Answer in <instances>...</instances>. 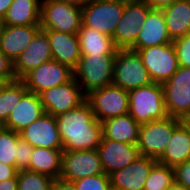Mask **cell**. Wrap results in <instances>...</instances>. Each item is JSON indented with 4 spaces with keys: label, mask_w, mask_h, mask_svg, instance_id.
<instances>
[{
    "label": "cell",
    "mask_w": 190,
    "mask_h": 190,
    "mask_svg": "<svg viewBox=\"0 0 190 190\" xmlns=\"http://www.w3.org/2000/svg\"><path fill=\"white\" fill-rule=\"evenodd\" d=\"M39 97L44 112L54 117L73 110L86 101V95L74 77L67 83L41 92Z\"/></svg>",
    "instance_id": "12"
},
{
    "label": "cell",
    "mask_w": 190,
    "mask_h": 190,
    "mask_svg": "<svg viewBox=\"0 0 190 190\" xmlns=\"http://www.w3.org/2000/svg\"><path fill=\"white\" fill-rule=\"evenodd\" d=\"M175 183L172 167L157 162L144 184V190H168Z\"/></svg>",
    "instance_id": "30"
},
{
    "label": "cell",
    "mask_w": 190,
    "mask_h": 190,
    "mask_svg": "<svg viewBox=\"0 0 190 190\" xmlns=\"http://www.w3.org/2000/svg\"><path fill=\"white\" fill-rule=\"evenodd\" d=\"M175 182L190 189V159L173 168Z\"/></svg>",
    "instance_id": "37"
},
{
    "label": "cell",
    "mask_w": 190,
    "mask_h": 190,
    "mask_svg": "<svg viewBox=\"0 0 190 190\" xmlns=\"http://www.w3.org/2000/svg\"><path fill=\"white\" fill-rule=\"evenodd\" d=\"M164 104L168 116L183 119L190 116V68L179 67L162 83Z\"/></svg>",
    "instance_id": "9"
},
{
    "label": "cell",
    "mask_w": 190,
    "mask_h": 190,
    "mask_svg": "<svg viewBox=\"0 0 190 190\" xmlns=\"http://www.w3.org/2000/svg\"><path fill=\"white\" fill-rule=\"evenodd\" d=\"M97 149L63 151L60 177L66 181H76L87 176L103 174Z\"/></svg>",
    "instance_id": "14"
},
{
    "label": "cell",
    "mask_w": 190,
    "mask_h": 190,
    "mask_svg": "<svg viewBox=\"0 0 190 190\" xmlns=\"http://www.w3.org/2000/svg\"><path fill=\"white\" fill-rule=\"evenodd\" d=\"M190 159V131L182 122L172 133L163 156L157 161L174 168Z\"/></svg>",
    "instance_id": "24"
},
{
    "label": "cell",
    "mask_w": 190,
    "mask_h": 190,
    "mask_svg": "<svg viewBox=\"0 0 190 190\" xmlns=\"http://www.w3.org/2000/svg\"><path fill=\"white\" fill-rule=\"evenodd\" d=\"M55 118L64 151L92 150L100 145L102 124L87 101Z\"/></svg>",
    "instance_id": "1"
},
{
    "label": "cell",
    "mask_w": 190,
    "mask_h": 190,
    "mask_svg": "<svg viewBox=\"0 0 190 190\" xmlns=\"http://www.w3.org/2000/svg\"><path fill=\"white\" fill-rule=\"evenodd\" d=\"M4 26V19L0 16V33L2 32Z\"/></svg>",
    "instance_id": "46"
},
{
    "label": "cell",
    "mask_w": 190,
    "mask_h": 190,
    "mask_svg": "<svg viewBox=\"0 0 190 190\" xmlns=\"http://www.w3.org/2000/svg\"><path fill=\"white\" fill-rule=\"evenodd\" d=\"M51 190H77L73 182L57 178L54 180Z\"/></svg>",
    "instance_id": "39"
},
{
    "label": "cell",
    "mask_w": 190,
    "mask_h": 190,
    "mask_svg": "<svg viewBox=\"0 0 190 190\" xmlns=\"http://www.w3.org/2000/svg\"><path fill=\"white\" fill-rule=\"evenodd\" d=\"M27 88L21 79L4 82L0 87V126L6 121Z\"/></svg>",
    "instance_id": "29"
},
{
    "label": "cell",
    "mask_w": 190,
    "mask_h": 190,
    "mask_svg": "<svg viewBox=\"0 0 190 190\" xmlns=\"http://www.w3.org/2000/svg\"><path fill=\"white\" fill-rule=\"evenodd\" d=\"M3 83H4V82L0 79V87L2 86Z\"/></svg>",
    "instance_id": "47"
},
{
    "label": "cell",
    "mask_w": 190,
    "mask_h": 190,
    "mask_svg": "<svg viewBox=\"0 0 190 190\" xmlns=\"http://www.w3.org/2000/svg\"><path fill=\"white\" fill-rule=\"evenodd\" d=\"M162 12L172 41L190 33V0H177Z\"/></svg>",
    "instance_id": "25"
},
{
    "label": "cell",
    "mask_w": 190,
    "mask_h": 190,
    "mask_svg": "<svg viewBox=\"0 0 190 190\" xmlns=\"http://www.w3.org/2000/svg\"><path fill=\"white\" fill-rule=\"evenodd\" d=\"M182 123V119L166 116L141 124L137 147L140 154L158 161L164 154L173 131Z\"/></svg>",
    "instance_id": "4"
},
{
    "label": "cell",
    "mask_w": 190,
    "mask_h": 190,
    "mask_svg": "<svg viewBox=\"0 0 190 190\" xmlns=\"http://www.w3.org/2000/svg\"><path fill=\"white\" fill-rule=\"evenodd\" d=\"M44 113L39 95L27 91L12 110L2 127L20 132Z\"/></svg>",
    "instance_id": "22"
},
{
    "label": "cell",
    "mask_w": 190,
    "mask_h": 190,
    "mask_svg": "<svg viewBox=\"0 0 190 190\" xmlns=\"http://www.w3.org/2000/svg\"><path fill=\"white\" fill-rule=\"evenodd\" d=\"M0 190H18L17 178H11L1 181Z\"/></svg>",
    "instance_id": "41"
},
{
    "label": "cell",
    "mask_w": 190,
    "mask_h": 190,
    "mask_svg": "<svg viewBox=\"0 0 190 190\" xmlns=\"http://www.w3.org/2000/svg\"><path fill=\"white\" fill-rule=\"evenodd\" d=\"M105 174L121 170L141 156L137 145L106 139L97 148Z\"/></svg>",
    "instance_id": "15"
},
{
    "label": "cell",
    "mask_w": 190,
    "mask_h": 190,
    "mask_svg": "<svg viewBox=\"0 0 190 190\" xmlns=\"http://www.w3.org/2000/svg\"><path fill=\"white\" fill-rule=\"evenodd\" d=\"M18 170L15 165H7L0 162V182L3 180L17 178Z\"/></svg>",
    "instance_id": "38"
},
{
    "label": "cell",
    "mask_w": 190,
    "mask_h": 190,
    "mask_svg": "<svg viewBox=\"0 0 190 190\" xmlns=\"http://www.w3.org/2000/svg\"><path fill=\"white\" fill-rule=\"evenodd\" d=\"M168 190H190L185 186L179 185L176 182Z\"/></svg>",
    "instance_id": "44"
},
{
    "label": "cell",
    "mask_w": 190,
    "mask_h": 190,
    "mask_svg": "<svg viewBox=\"0 0 190 190\" xmlns=\"http://www.w3.org/2000/svg\"><path fill=\"white\" fill-rule=\"evenodd\" d=\"M51 47L52 58L74 70L82 57L77 34L43 30Z\"/></svg>",
    "instance_id": "20"
},
{
    "label": "cell",
    "mask_w": 190,
    "mask_h": 190,
    "mask_svg": "<svg viewBox=\"0 0 190 190\" xmlns=\"http://www.w3.org/2000/svg\"><path fill=\"white\" fill-rule=\"evenodd\" d=\"M20 137L31 146L63 150L60 140L56 118L49 113H44L36 121L25 127L20 132Z\"/></svg>",
    "instance_id": "16"
},
{
    "label": "cell",
    "mask_w": 190,
    "mask_h": 190,
    "mask_svg": "<svg viewBox=\"0 0 190 190\" xmlns=\"http://www.w3.org/2000/svg\"><path fill=\"white\" fill-rule=\"evenodd\" d=\"M152 83L149 72L137 51L117 49L113 68V85L129 91Z\"/></svg>",
    "instance_id": "5"
},
{
    "label": "cell",
    "mask_w": 190,
    "mask_h": 190,
    "mask_svg": "<svg viewBox=\"0 0 190 190\" xmlns=\"http://www.w3.org/2000/svg\"><path fill=\"white\" fill-rule=\"evenodd\" d=\"M156 163V160L141 155L123 169L109 174L112 190H144L145 181Z\"/></svg>",
    "instance_id": "17"
},
{
    "label": "cell",
    "mask_w": 190,
    "mask_h": 190,
    "mask_svg": "<svg viewBox=\"0 0 190 190\" xmlns=\"http://www.w3.org/2000/svg\"><path fill=\"white\" fill-rule=\"evenodd\" d=\"M83 8L90 0H57Z\"/></svg>",
    "instance_id": "43"
},
{
    "label": "cell",
    "mask_w": 190,
    "mask_h": 190,
    "mask_svg": "<svg viewBox=\"0 0 190 190\" xmlns=\"http://www.w3.org/2000/svg\"><path fill=\"white\" fill-rule=\"evenodd\" d=\"M81 55H115L117 48L112 37L81 24L77 33Z\"/></svg>",
    "instance_id": "26"
},
{
    "label": "cell",
    "mask_w": 190,
    "mask_h": 190,
    "mask_svg": "<svg viewBox=\"0 0 190 190\" xmlns=\"http://www.w3.org/2000/svg\"><path fill=\"white\" fill-rule=\"evenodd\" d=\"M177 0H147L148 4L154 10H163L166 7H169Z\"/></svg>",
    "instance_id": "40"
},
{
    "label": "cell",
    "mask_w": 190,
    "mask_h": 190,
    "mask_svg": "<svg viewBox=\"0 0 190 190\" xmlns=\"http://www.w3.org/2000/svg\"><path fill=\"white\" fill-rule=\"evenodd\" d=\"M42 0H13L4 19V25H40Z\"/></svg>",
    "instance_id": "27"
},
{
    "label": "cell",
    "mask_w": 190,
    "mask_h": 190,
    "mask_svg": "<svg viewBox=\"0 0 190 190\" xmlns=\"http://www.w3.org/2000/svg\"><path fill=\"white\" fill-rule=\"evenodd\" d=\"M63 151L41 147L33 148L28 170L46 174L54 179L59 178Z\"/></svg>",
    "instance_id": "28"
},
{
    "label": "cell",
    "mask_w": 190,
    "mask_h": 190,
    "mask_svg": "<svg viewBox=\"0 0 190 190\" xmlns=\"http://www.w3.org/2000/svg\"><path fill=\"white\" fill-rule=\"evenodd\" d=\"M124 10V0H90L82 8V24L112 37Z\"/></svg>",
    "instance_id": "8"
},
{
    "label": "cell",
    "mask_w": 190,
    "mask_h": 190,
    "mask_svg": "<svg viewBox=\"0 0 190 190\" xmlns=\"http://www.w3.org/2000/svg\"><path fill=\"white\" fill-rule=\"evenodd\" d=\"M154 83H164L179 69V62L172 43L137 50Z\"/></svg>",
    "instance_id": "11"
},
{
    "label": "cell",
    "mask_w": 190,
    "mask_h": 190,
    "mask_svg": "<svg viewBox=\"0 0 190 190\" xmlns=\"http://www.w3.org/2000/svg\"><path fill=\"white\" fill-rule=\"evenodd\" d=\"M77 190H112L109 175L103 173L73 181Z\"/></svg>",
    "instance_id": "33"
},
{
    "label": "cell",
    "mask_w": 190,
    "mask_h": 190,
    "mask_svg": "<svg viewBox=\"0 0 190 190\" xmlns=\"http://www.w3.org/2000/svg\"><path fill=\"white\" fill-rule=\"evenodd\" d=\"M172 42L162 10L152 9L141 25V30L135 44L130 49L137 51L139 49L170 44Z\"/></svg>",
    "instance_id": "19"
},
{
    "label": "cell",
    "mask_w": 190,
    "mask_h": 190,
    "mask_svg": "<svg viewBox=\"0 0 190 190\" xmlns=\"http://www.w3.org/2000/svg\"><path fill=\"white\" fill-rule=\"evenodd\" d=\"M13 0H0V16L4 18Z\"/></svg>",
    "instance_id": "42"
},
{
    "label": "cell",
    "mask_w": 190,
    "mask_h": 190,
    "mask_svg": "<svg viewBox=\"0 0 190 190\" xmlns=\"http://www.w3.org/2000/svg\"><path fill=\"white\" fill-rule=\"evenodd\" d=\"M52 59L47 34L43 30H40L31 43L14 61L16 79H21L32 69Z\"/></svg>",
    "instance_id": "18"
},
{
    "label": "cell",
    "mask_w": 190,
    "mask_h": 190,
    "mask_svg": "<svg viewBox=\"0 0 190 190\" xmlns=\"http://www.w3.org/2000/svg\"><path fill=\"white\" fill-rule=\"evenodd\" d=\"M82 24V8L57 0H42L41 30L77 34Z\"/></svg>",
    "instance_id": "6"
},
{
    "label": "cell",
    "mask_w": 190,
    "mask_h": 190,
    "mask_svg": "<svg viewBox=\"0 0 190 190\" xmlns=\"http://www.w3.org/2000/svg\"><path fill=\"white\" fill-rule=\"evenodd\" d=\"M20 133L0 126V162L15 165Z\"/></svg>",
    "instance_id": "32"
},
{
    "label": "cell",
    "mask_w": 190,
    "mask_h": 190,
    "mask_svg": "<svg viewBox=\"0 0 190 190\" xmlns=\"http://www.w3.org/2000/svg\"><path fill=\"white\" fill-rule=\"evenodd\" d=\"M0 79L9 82L16 79L14 62L0 51Z\"/></svg>",
    "instance_id": "36"
},
{
    "label": "cell",
    "mask_w": 190,
    "mask_h": 190,
    "mask_svg": "<svg viewBox=\"0 0 190 190\" xmlns=\"http://www.w3.org/2000/svg\"><path fill=\"white\" fill-rule=\"evenodd\" d=\"M33 146L21 137L17 143V156H15V167L18 171L28 170L29 161L32 157Z\"/></svg>",
    "instance_id": "35"
},
{
    "label": "cell",
    "mask_w": 190,
    "mask_h": 190,
    "mask_svg": "<svg viewBox=\"0 0 190 190\" xmlns=\"http://www.w3.org/2000/svg\"><path fill=\"white\" fill-rule=\"evenodd\" d=\"M129 115L140 125L167 115L163 87L160 83L135 88L128 91Z\"/></svg>",
    "instance_id": "3"
},
{
    "label": "cell",
    "mask_w": 190,
    "mask_h": 190,
    "mask_svg": "<svg viewBox=\"0 0 190 190\" xmlns=\"http://www.w3.org/2000/svg\"><path fill=\"white\" fill-rule=\"evenodd\" d=\"M86 101L99 122L129 114L128 91L113 84L91 91Z\"/></svg>",
    "instance_id": "10"
},
{
    "label": "cell",
    "mask_w": 190,
    "mask_h": 190,
    "mask_svg": "<svg viewBox=\"0 0 190 190\" xmlns=\"http://www.w3.org/2000/svg\"><path fill=\"white\" fill-rule=\"evenodd\" d=\"M182 122L186 125V127L188 128V130L190 131V116L183 118Z\"/></svg>",
    "instance_id": "45"
},
{
    "label": "cell",
    "mask_w": 190,
    "mask_h": 190,
    "mask_svg": "<svg viewBox=\"0 0 190 190\" xmlns=\"http://www.w3.org/2000/svg\"><path fill=\"white\" fill-rule=\"evenodd\" d=\"M40 30V25H4L0 33V51L14 62Z\"/></svg>",
    "instance_id": "21"
},
{
    "label": "cell",
    "mask_w": 190,
    "mask_h": 190,
    "mask_svg": "<svg viewBox=\"0 0 190 190\" xmlns=\"http://www.w3.org/2000/svg\"><path fill=\"white\" fill-rule=\"evenodd\" d=\"M101 124L104 138L134 145L138 144L140 124L129 114L106 119Z\"/></svg>",
    "instance_id": "23"
},
{
    "label": "cell",
    "mask_w": 190,
    "mask_h": 190,
    "mask_svg": "<svg viewBox=\"0 0 190 190\" xmlns=\"http://www.w3.org/2000/svg\"><path fill=\"white\" fill-rule=\"evenodd\" d=\"M151 10L147 0H124L123 15L112 36L117 49H130L135 44L141 25Z\"/></svg>",
    "instance_id": "7"
},
{
    "label": "cell",
    "mask_w": 190,
    "mask_h": 190,
    "mask_svg": "<svg viewBox=\"0 0 190 190\" xmlns=\"http://www.w3.org/2000/svg\"><path fill=\"white\" fill-rule=\"evenodd\" d=\"M115 55H85L73 70L74 79L85 95L112 84Z\"/></svg>",
    "instance_id": "2"
},
{
    "label": "cell",
    "mask_w": 190,
    "mask_h": 190,
    "mask_svg": "<svg viewBox=\"0 0 190 190\" xmlns=\"http://www.w3.org/2000/svg\"><path fill=\"white\" fill-rule=\"evenodd\" d=\"M73 77V70L69 66L52 59L29 71L21 80L29 92L39 95L45 90L69 82Z\"/></svg>",
    "instance_id": "13"
},
{
    "label": "cell",
    "mask_w": 190,
    "mask_h": 190,
    "mask_svg": "<svg viewBox=\"0 0 190 190\" xmlns=\"http://www.w3.org/2000/svg\"><path fill=\"white\" fill-rule=\"evenodd\" d=\"M180 67L190 68V33L172 42Z\"/></svg>",
    "instance_id": "34"
},
{
    "label": "cell",
    "mask_w": 190,
    "mask_h": 190,
    "mask_svg": "<svg viewBox=\"0 0 190 190\" xmlns=\"http://www.w3.org/2000/svg\"><path fill=\"white\" fill-rule=\"evenodd\" d=\"M54 178L29 170L18 171V190H51Z\"/></svg>",
    "instance_id": "31"
}]
</instances>
